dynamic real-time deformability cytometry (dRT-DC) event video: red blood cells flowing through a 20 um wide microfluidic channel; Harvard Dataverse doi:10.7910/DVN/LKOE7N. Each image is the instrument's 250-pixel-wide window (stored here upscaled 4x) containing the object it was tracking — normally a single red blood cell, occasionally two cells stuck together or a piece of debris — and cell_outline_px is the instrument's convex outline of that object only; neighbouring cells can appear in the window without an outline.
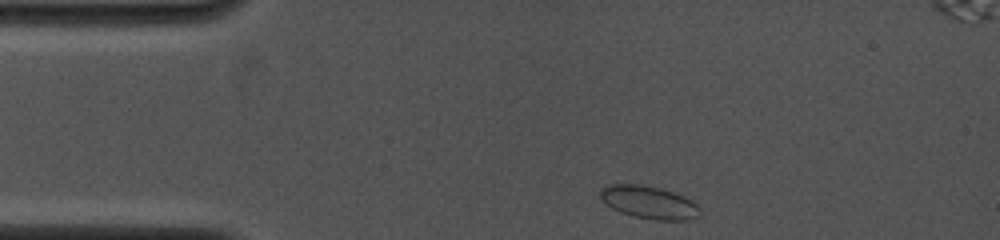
{"species": "common noctule bat (a hibernating species)", "species_latin": "Nyctalus noctula", "temperature_condition": "cold", "stored_images_in_passage": 11, "camera_frame_rate_fps": 4000, "um_per_image_px": 0.085, "animal": {"sex": "female", "body_mass_g": 19.0, "forearm_length_mm": 53.3}, "frame": {"image": 1, "passage_image": 1, "time_ms": 0.0, "image_size_px": [1000, 240], "cell_outline_px": [[700, 216], [688, 220], [656, 220], [632, 216], [620, 212], [612, 208], [600, 196], [600, 188], [608, 184], [644, 184], [660, 188], [684, 196], [696, 204], [700, 208]], "centroid_in_image_um": [55.17, 17.19], "position_along_channel_um": 29.8, "area_um2": 19.07}}